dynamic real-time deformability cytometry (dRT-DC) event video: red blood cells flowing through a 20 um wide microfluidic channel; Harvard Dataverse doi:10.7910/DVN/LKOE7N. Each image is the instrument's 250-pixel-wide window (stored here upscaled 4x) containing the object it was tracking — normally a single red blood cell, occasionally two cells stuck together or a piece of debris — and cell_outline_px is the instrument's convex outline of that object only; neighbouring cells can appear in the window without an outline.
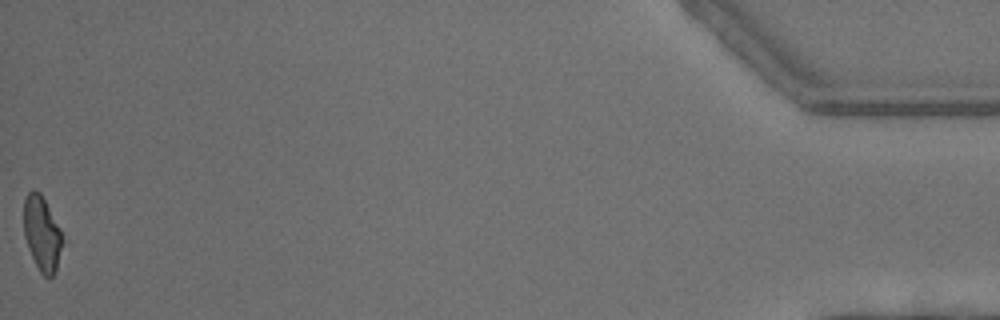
{"species": "common noctule bat (a hibernating species)", "species_latin": "Nyctalus noctula", "temperature_condition": "warm", "stored_images_in_passage": 47, "camera_frame_rate_fps": 3000, "um_per_image_px": 0.085, "animal": {"sex": "male", "body_mass_g": 13.3}, "frame": {"image": 1, "passage_image": 47, "time_ms": 15.333, "image_size_px": [1000, 320], "cell_outline_px": [[68, 240], [56, 272], [52, 276], [44, 276], [40, 272], [28, 248], [24, 236], [24, 200], [28, 192], [32, 188], [40, 192]], "centroid_in_image_um": [3.65, 19.88], "position_along_channel_um": 431.5, "area_um2": 17.69}}